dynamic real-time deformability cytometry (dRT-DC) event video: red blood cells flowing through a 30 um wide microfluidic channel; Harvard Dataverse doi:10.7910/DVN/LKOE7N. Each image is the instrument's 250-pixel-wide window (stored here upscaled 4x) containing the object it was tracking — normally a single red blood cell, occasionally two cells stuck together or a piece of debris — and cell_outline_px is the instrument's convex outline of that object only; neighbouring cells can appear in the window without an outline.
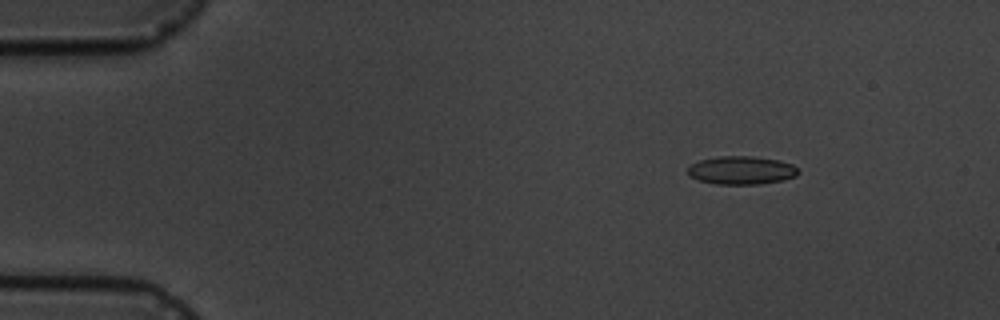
{"species": "common noctule bat (a hibernating species)", "species_latin": "Nyctalus noctula", "temperature_condition": "cold", "stored_images_in_passage": 3, "camera_frame_rate_fps": 3000, "um_per_image_px": 0.085, "animal": {"sex": "male", "body_mass_g": 19.5, "forearm_length_mm": 54.6}, "frame": {"image": 1, "passage_image": 1, "time_ms": 0.0, "image_size_px": [1000, 320], "cell_outline_px": [[800, 172], [796, 176], [784, 180], [760, 184], [716, 184], [700, 180], [688, 176], [688, 168], [692, 164], [700, 160], [720, 156], [752, 156], [776, 160], [792, 164]], "centroid_in_image_um": [63.03, 14.48], "position_along_channel_um": 22.0, "area_um2": 18.09}}
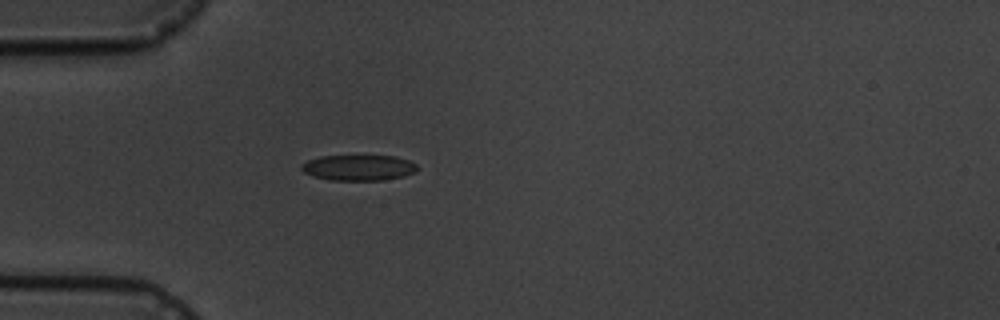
{"frame": {"image": 2, "passage_image": 3, "time_ms": 3.0, "image_size_px": [1000, 320], "cell_outline_px": [[416, 172], [404, 176], [384, 180], [332, 180], [312, 176], [304, 172], [300, 168], [300, 164], [308, 160], [320, 156], [396, 156], [408, 160], [416, 164]], "centroid_in_image_um": [30.46, 14.25], "position_along_channel_um": 54.5, "area_um2": 17.34}}